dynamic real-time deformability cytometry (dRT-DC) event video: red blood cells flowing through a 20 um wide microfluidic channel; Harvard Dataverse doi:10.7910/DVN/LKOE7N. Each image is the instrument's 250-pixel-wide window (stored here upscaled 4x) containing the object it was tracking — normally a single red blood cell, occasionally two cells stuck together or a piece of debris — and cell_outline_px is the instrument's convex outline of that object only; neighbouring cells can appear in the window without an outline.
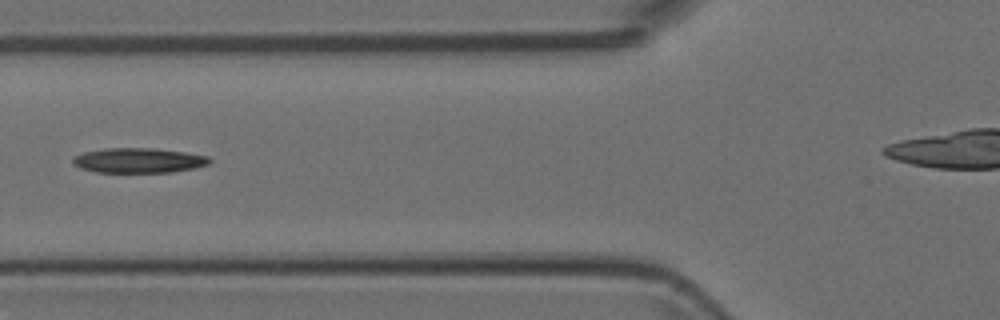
{"species": "Egyptian fruit bat (a non-hibernating species)", "species_latin": "Rousettus aegyptiacus", "temperature_condition": "room temperature", "stored_images_in_passage": 8, "camera_frame_rate_fps": 3000, "um_per_image_px": 0.085, "animal": {"sex": "female"}, "frame": {"image": 1, "passage_image": 4, "time_ms": 1.0, "image_size_px": [1000, 320], "cell_outline_px": [[212, 164], [172, 172], [96, 172], [80, 168], [72, 164], [72, 156], [84, 152], [104, 148], [152, 148], [184, 152], [208, 156], [212, 160]], "centroid_in_image_um": [11.76, 13.63], "position_along_channel_um": 114.0, "area_um2": 19.94}}
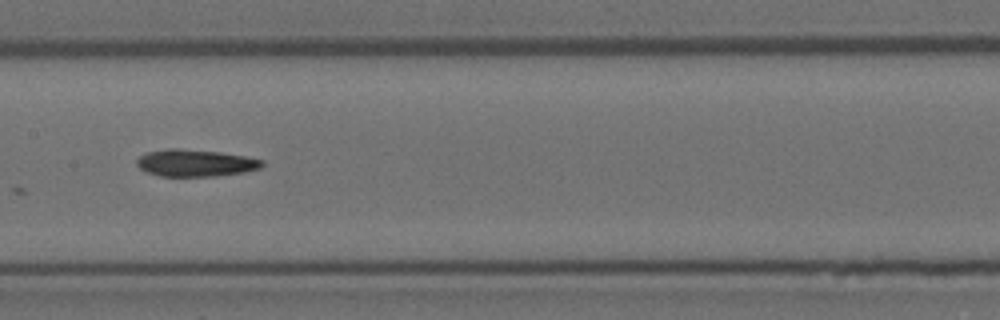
{"frame": {"image": 2, "passage_image": 6, "time_ms": 1.667, "image_size_px": [1000, 320], "cell_outline_px": [[264, 164], [260, 168], [244, 172], [216, 176], [160, 176], [148, 172], [140, 168], [136, 164], [136, 160], [140, 156], [148, 152], [168, 148], [176, 148], [220, 152], [244, 156], [264, 160]], "centroid_in_image_um": [16.61, 13.85], "position_along_channel_um": 190.8, "area_um2": 19.65}}
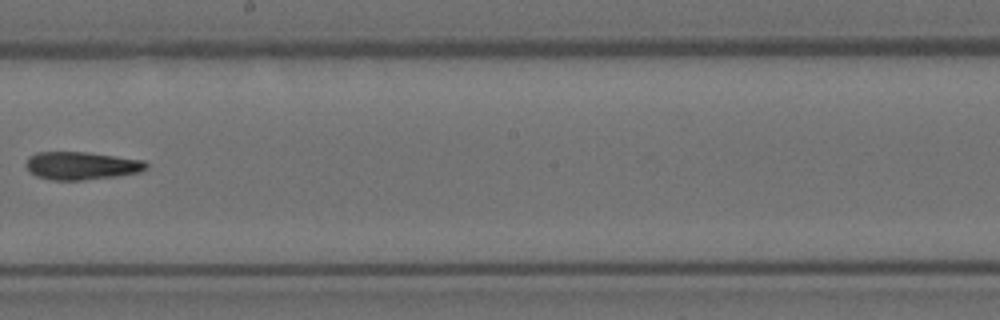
{"frame": {"image": 3, "passage_image": 7, "time_ms": 2.0, "image_size_px": [1000, 320], "cell_outline_px": [[148, 168], [140, 172], [116, 176], [80, 180], [52, 180], [36, 176], [28, 172], [24, 164], [28, 156], [36, 152], [84, 152], [144, 160], [148, 164]], "centroid_in_image_um": [6.87, 14.08], "position_along_channel_um": 241.3, "area_um2": 19.65}}